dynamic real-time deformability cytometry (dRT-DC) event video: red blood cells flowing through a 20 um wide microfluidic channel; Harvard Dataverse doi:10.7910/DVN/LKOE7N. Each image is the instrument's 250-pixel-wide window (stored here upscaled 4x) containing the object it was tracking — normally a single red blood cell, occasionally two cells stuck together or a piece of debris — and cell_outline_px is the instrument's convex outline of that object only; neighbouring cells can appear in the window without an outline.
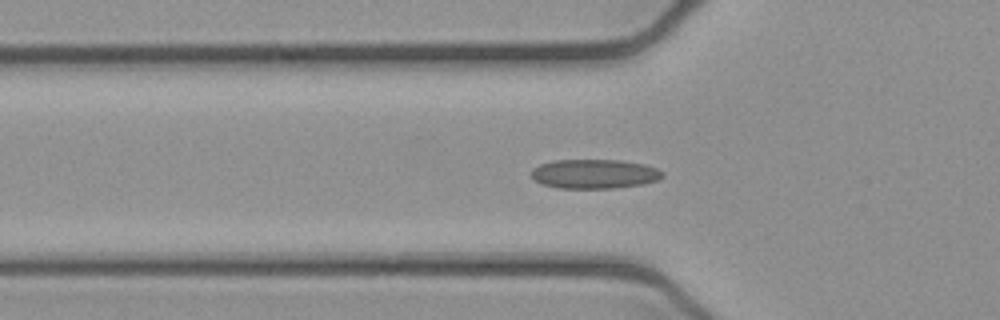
{"species": "common noctule bat (a hibernating species)", "species_latin": "Nyctalus noctula", "temperature_condition": "cold", "stored_images_in_passage": 41, "camera_frame_rate_fps": 3000, "um_per_image_px": 0.085, "animal": {"sex": "female", "body_mass_g": 21.9}, "frame": {"image": 1, "passage_image": 5, "time_ms": 1.333, "image_size_px": [1000, 320], "cell_outline_px": [[664, 176], [656, 180], [644, 184], [616, 188], [560, 188], [540, 184], [532, 176], [532, 168], [540, 164], [552, 160], [620, 160], [644, 164], [656, 168], [664, 172]], "centroid_in_image_um": [50.53, 14.78], "position_along_channel_um": 75.3, "area_um2": 22.48}}
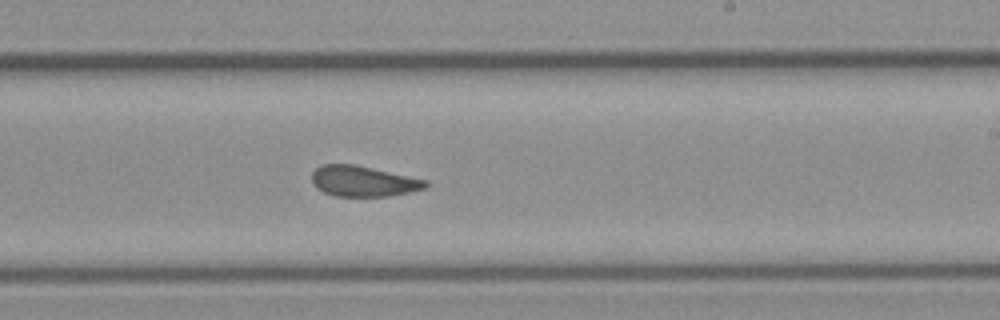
{"frame": {"image": 2, "passage_image": 19, "time_ms": 6.0, "image_size_px": [1000, 320], "cell_outline_px": [[428, 188], [388, 196], [336, 196], [324, 192], [316, 188], [312, 184], [312, 172], [320, 164], [352, 164], [372, 168], [428, 180]], "centroid_in_image_um": [30.86, 15.4], "position_along_channel_um": 258.1, "area_um2": 20.29}}
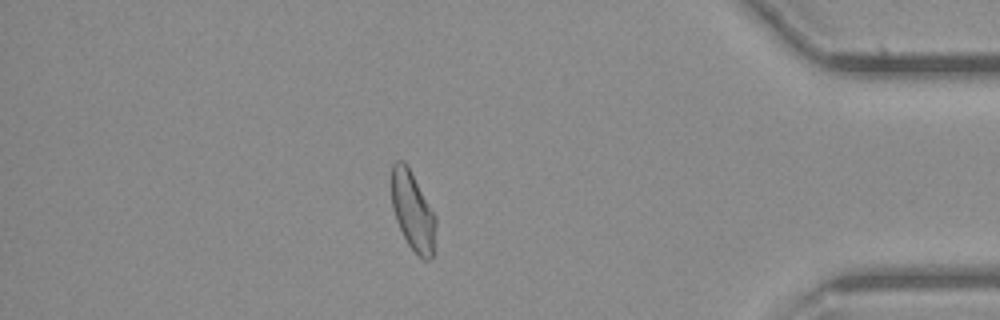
{"frame": {"image": 3, "passage_image": 33, "time_ms": 10.667, "image_size_px": [1000, 320], "cell_outline_px": [[436, 224], [432, 260], [424, 260], [408, 244], [396, 220], [392, 208], [392, 164], [396, 160], [404, 160], [408, 164], [436, 216]], "centroid_in_image_um": [35.09, 17.9], "position_along_channel_um": 400.1, "area_um2": 20.4}}